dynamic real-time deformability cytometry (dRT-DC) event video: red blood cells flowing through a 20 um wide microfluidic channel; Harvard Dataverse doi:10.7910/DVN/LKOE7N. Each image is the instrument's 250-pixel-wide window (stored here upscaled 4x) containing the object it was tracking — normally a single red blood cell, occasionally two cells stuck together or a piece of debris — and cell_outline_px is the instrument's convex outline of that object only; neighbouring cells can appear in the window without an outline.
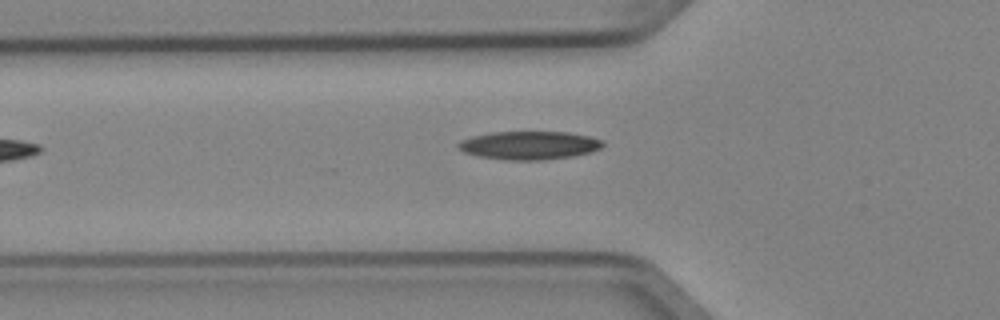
{"species": "Egyptian fruit bat (a non-hibernating species)", "species_latin": "Rousettus aegyptiacus", "temperature_condition": "cold", "stored_images_in_passage": 5, "camera_frame_rate_fps": 3000, "um_per_image_px": 0.085, "animal": {"sex": "female"}, "frame": {"image": 1, "passage_image": 5, "time_ms": 1.333, "image_size_px": [1000, 320], "cell_outline_px": [[604, 144], [600, 148], [592, 152], [572, 156], [540, 160], [508, 160], [480, 156], [464, 152], [456, 144], [460, 140], [472, 136], [492, 132], [568, 132], [588, 136], [604, 140]], "centroid_in_image_um": [45.0, 12.34], "position_along_channel_um": 80.8, "area_um2": 23.76}}